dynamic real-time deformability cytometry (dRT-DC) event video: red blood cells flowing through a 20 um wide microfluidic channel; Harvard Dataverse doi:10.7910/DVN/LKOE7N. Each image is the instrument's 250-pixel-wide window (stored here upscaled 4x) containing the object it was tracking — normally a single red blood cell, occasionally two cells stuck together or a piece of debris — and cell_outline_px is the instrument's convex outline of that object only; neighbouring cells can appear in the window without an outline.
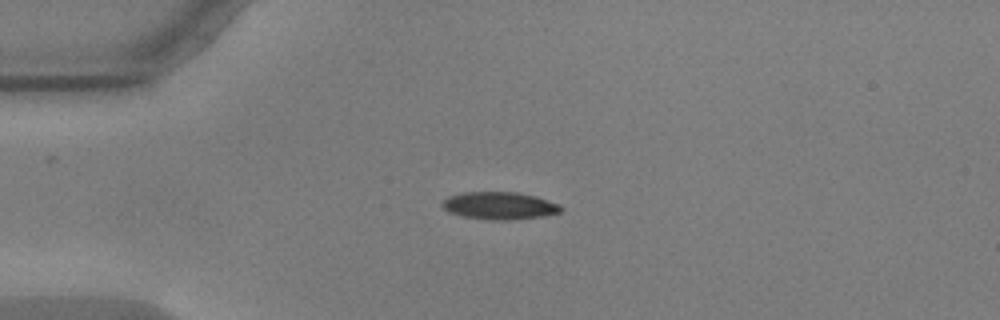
{"species": "common noctule bat (a hibernating species)", "species_latin": "Nyctalus noctula", "temperature_condition": "warm", "stored_images_in_passage": 15, "camera_frame_rate_fps": 3000, "um_per_image_px": 0.085, "animal": {"sex": "male", "body_mass_g": 17.9, "forearm_length_mm": 54.2}, "frame": {"image": 1, "passage_image": 13, "time_ms": 4.0, "image_size_px": [1000, 320], "cell_outline_px": [[564, 208], [560, 212], [544, 216], [512, 220], [492, 220], [464, 216], [448, 212], [440, 204], [448, 196], [464, 192], [516, 192], [536, 196], [560, 204]], "centroid_in_image_um": [42.48, 17.48], "position_along_channel_um": 42.5, "area_um2": 19.07}}